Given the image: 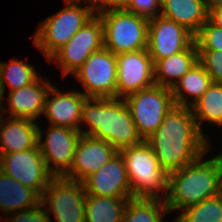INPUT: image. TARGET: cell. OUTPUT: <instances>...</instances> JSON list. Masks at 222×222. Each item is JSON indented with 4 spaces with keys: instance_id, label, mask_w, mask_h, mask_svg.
I'll use <instances>...</instances> for the list:
<instances>
[{
    "instance_id": "obj_4",
    "label": "cell",
    "mask_w": 222,
    "mask_h": 222,
    "mask_svg": "<svg viewBox=\"0 0 222 222\" xmlns=\"http://www.w3.org/2000/svg\"><path fill=\"white\" fill-rule=\"evenodd\" d=\"M124 158L132 198L163 199L159 192L168 191V173L160 166L151 146L144 140L139 145L119 151Z\"/></svg>"
},
{
    "instance_id": "obj_1",
    "label": "cell",
    "mask_w": 222,
    "mask_h": 222,
    "mask_svg": "<svg viewBox=\"0 0 222 222\" xmlns=\"http://www.w3.org/2000/svg\"><path fill=\"white\" fill-rule=\"evenodd\" d=\"M145 141L168 174L194 162L210 148L209 140L198 129L191 108L176 104Z\"/></svg>"
},
{
    "instance_id": "obj_10",
    "label": "cell",
    "mask_w": 222,
    "mask_h": 222,
    "mask_svg": "<svg viewBox=\"0 0 222 222\" xmlns=\"http://www.w3.org/2000/svg\"><path fill=\"white\" fill-rule=\"evenodd\" d=\"M103 47V24L100 17L94 15L48 61L57 62L62 69L63 77H65L69 73H74L93 52Z\"/></svg>"
},
{
    "instance_id": "obj_33",
    "label": "cell",
    "mask_w": 222,
    "mask_h": 222,
    "mask_svg": "<svg viewBox=\"0 0 222 222\" xmlns=\"http://www.w3.org/2000/svg\"><path fill=\"white\" fill-rule=\"evenodd\" d=\"M130 0H92V10L95 15H99L103 12L110 10L126 9Z\"/></svg>"
},
{
    "instance_id": "obj_21",
    "label": "cell",
    "mask_w": 222,
    "mask_h": 222,
    "mask_svg": "<svg viewBox=\"0 0 222 222\" xmlns=\"http://www.w3.org/2000/svg\"><path fill=\"white\" fill-rule=\"evenodd\" d=\"M197 62L198 49L194 41L186 50L158 60L154 64L155 84L172 89Z\"/></svg>"
},
{
    "instance_id": "obj_11",
    "label": "cell",
    "mask_w": 222,
    "mask_h": 222,
    "mask_svg": "<svg viewBox=\"0 0 222 222\" xmlns=\"http://www.w3.org/2000/svg\"><path fill=\"white\" fill-rule=\"evenodd\" d=\"M49 126L45 140H43V133L38 125L37 145L48 171L54 177H64L71 169L76 145L82 134L80 130L69 127ZM50 162L54 165L51 166Z\"/></svg>"
},
{
    "instance_id": "obj_18",
    "label": "cell",
    "mask_w": 222,
    "mask_h": 222,
    "mask_svg": "<svg viewBox=\"0 0 222 222\" xmlns=\"http://www.w3.org/2000/svg\"><path fill=\"white\" fill-rule=\"evenodd\" d=\"M50 82L42 77L28 86L9 92V109L0 108L3 112L10 111V118L35 120L44 111L46 97L51 89Z\"/></svg>"
},
{
    "instance_id": "obj_25",
    "label": "cell",
    "mask_w": 222,
    "mask_h": 222,
    "mask_svg": "<svg viewBox=\"0 0 222 222\" xmlns=\"http://www.w3.org/2000/svg\"><path fill=\"white\" fill-rule=\"evenodd\" d=\"M190 108L201 132L203 121L222 127V84L212 82Z\"/></svg>"
},
{
    "instance_id": "obj_37",
    "label": "cell",
    "mask_w": 222,
    "mask_h": 222,
    "mask_svg": "<svg viewBox=\"0 0 222 222\" xmlns=\"http://www.w3.org/2000/svg\"><path fill=\"white\" fill-rule=\"evenodd\" d=\"M3 99H4V98L2 97L1 92H0V108L3 107V106H2V102H1Z\"/></svg>"
},
{
    "instance_id": "obj_7",
    "label": "cell",
    "mask_w": 222,
    "mask_h": 222,
    "mask_svg": "<svg viewBox=\"0 0 222 222\" xmlns=\"http://www.w3.org/2000/svg\"><path fill=\"white\" fill-rule=\"evenodd\" d=\"M124 99L143 140L159 128L166 113L175 105L172 90L156 84Z\"/></svg>"
},
{
    "instance_id": "obj_24",
    "label": "cell",
    "mask_w": 222,
    "mask_h": 222,
    "mask_svg": "<svg viewBox=\"0 0 222 222\" xmlns=\"http://www.w3.org/2000/svg\"><path fill=\"white\" fill-rule=\"evenodd\" d=\"M129 199L86 195L85 222H122Z\"/></svg>"
},
{
    "instance_id": "obj_2",
    "label": "cell",
    "mask_w": 222,
    "mask_h": 222,
    "mask_svg": "<svg viewBox=\"0 0 222 222\" xmlns=\"http://www.w3.org/2000/svg\"><path fill=\"white\" fill-rule=\"evenodd\" d=\"M84 123L89 130L82 129L81 134L102 139L117 151L144 141L124 98H87L80 120V124Z\"/></svg>"
},
{
    "instance_id": "obj_9",
    "label": "cell",
    "mask_w": 222,
    "mask_h": 222,
    "mask_svg": "<svg viewBox=\"0 0 222 222\" xmlns=\"http://www.w3.org/2000/svg\"><path fill=\"white\" fill-rule=\"evenodd\" d=\"M73 75L82 83L87 98H116V55L107 48L93 52Z\"/></svg>"
},
{
    "instance_id": "obj_12",
    "label": "cell",
    "mask_w": 222,
    "mask_h": 222,
    "mask_svg": "<svg viewBox=\"0 0 222 222\" xmlns=\"http://www.w3.org/2000/svg\"><path fill=\"white\" fill-rule=\"evenodd\" d=\"M0 171L35 190L40 196L54 178L38 145L21 152L0 154Z\"/></svg>"
},
{
    "instance_id": "obj_6",
    "label": "cell",
    "mask_w": 222,
    "mask_h": 222,
    "mask_svg": "<svg viewBox=\"0 0 222 222\" xmlns=\"http://www.w3.org/2000/svg\"><path fill=\"white\" fill-rule=\"evenodd\" d=\"M94 15L91 5L81 7L79 4L67 3L66 7L39 24L34 45L49 59Z\"/></svg>"
},
{
    "instance_id": "obj_26",
    "label": "cell",
    "mask_w": 222,
    "mask_h": 222,
    "mask_svg": "<svg viewBox=\"0 0 222 222\" xmlns=\"http://www.w3.org/2000/svg\"><path fill=\"white\" fill-rule=\"evenodd\" d=\"M36 69L32 64L19 59H13L9 63H0V92L2 97L5 94L6 82L10 91L30 85L39 78Z\"/></svg>"
},
{
    "instance_id": "obj_29",
    "label": "cell",
    "mask_w": 222,
    "mask_h": 222,
    "mask_svg": "<svg viewBox=\"0 0 222 222\" xmlns=\"http://www.w3.org/2000/svg\"><path fill=\"white\" fill-rule=\"evenodd\" d=\"M194 41L198 51H222V29L208 20L194 36Z\"/></svg>"
},
{
    "instance_id": "obj_28",
    "label": "cell",
    "mask_w": 222,
    "mask_h": 222,
    "mask_svg": "<svg viewBox=\"0 0 222 222\" xmlns=\"http://www.w3.org/2000/svg\"><path fill=\"white\" fill-rule=\"evenodd\" d=\"M177 222H222V193L182 210Z\"/></svg>"
},
{
    "instance_id": "obj_3",
    "label": "cell",
    "mask_w": 222,
    "mask_h": 222,
    "mask_svg": "<svg viewBox=\"0 0 222 222\" xmlns=\"http://www.w3.org/2000/svg\"><path fill=\"white\" fill-rule=\"evenodd\" d=\"M202 157L168 174L165 203L169 211L183 210L222 193L221 156L206 161Z\"/></svg>"
},
{
    "instance_id": "obj_17",
    "label": "cell",
    "mask_w": 222,
    "mask_h": 222,
    "mask_svg": "<svg viewBox=\"0 0 222 222\" xmlns=\"http://www.w3.org/2000/svg\"><path fill=\"white\" fill-rule=\"evenodd\" d=\"M50 96L54 97L49 99ZM86 99L87 97L80 91L61 93L52 86L46 97L43 114L47 116L52 126L69 127L81 131L79 123Z\"/></svg>"
},
{
    "instance_id": "obj_8",
    "label": "cell",
    "mask_w": 222,
    "mask_h": 222,
    "mask_svg": "<svg viewBox=\"0 0 222 222\" xmlns=\"http://www.w3.org/2000/svg\"><path fill=\"white\" fill-rule=\"evenodd\" d=\"M86 192L82 182L54 177L41 196V204L56 222H85Z\"/></svg>"
},
{
    "instance_id": "obj_16",
    "label": "cell",
    "mask_w": 222,
    "mask_h": 222,
    "mask_svg": "<svg viewBox=\"0 0 222 222\" xmlns=\"http://www.w3.org/2000/svg\"><path fill=\"white\" fill-rule=\"evenodd\" d=\"M117 152L104 140L82 134L76 145L71 169L64 178L83 182L104 166Z\"/></svg>"
},
{
    "instance_id": "obj_20",
    "label": "cell",
    "mask_w": 222,
    "mask_h": 222,
    "mask_svg": "<svg viewBox=\"0 0 222 222\" xmlns=\"http://www.w3.org/2000/svg\"><path fill=\"white\" fill-rule=\"evenodd\" d=\"M160 16L185 27L194 36L208 21L205 0H161Z\"/></svg>"
},
{
    "instance_id": "obj_36",
    "label": "cell",
    "mask_w": 222,
    "mask_h": 222,
    "mask_svg": "<svg viewBox=\"0 0 222 222\" xmlns=\"http://www.w3.org/2000/svg\"><path fill=\"white\" fill-rule=\"evenodd\" d=\"M79 1L81 0H65L66 3H74V4H79ZM84 2H90L92 4V0H85Z\"/></svg>"
},
{
    "instance_id": "obj_31",
    "label": "cell",
    "mask_w": 222,
    "mask_h": 222,
    "mask_svg": "<svg viewBox=\"0 0 222 222\" xmlns=\"http://www.w3.org/2000/svg\"><path fill=\"white\" fill-rule=\"evenodd\" d=\"M125 10L150 20L160 16L161 0H130Z\"/></svg>"
},
{
    "instance_id": "obj_14",
    "label": "cell",
    "mask_w": 222,
    "mask_h": 222,
    "mask_svg": "<svg viewBox=\"0 0 222 222\" xmlns=\"http://www.w3.org/2000/svg\"><path fill=\"white\" fill-rule=\"evenodd\" d=\"M193 42L194 35L178 23L162 16L149 20L147 50L154 64L186 50Z\"/></svg>"
},
{
    "instance_id": "obj_30",
    "label": "cell",
    "mask_w": 222,
    "mask_h": 222,
    "mask_svg": "<svg viewBox=\"0 0 222 222\" xmlns=\"http://www.w3.org/2000/svg\"><path fill=\"white\" fill-rule=\"evenodd\" d=\"M198 62L214 83L222 84V51H198Z\"/></svg>"
},
{
    "instance_id": "obj_19",
    "label": "cell",
    "mask_w": 222,
    "mask_h": 222,
    "mask_svg": "<svg viewBox=\"0 0 222 222\" xmlns=\"http://www.w3.org/2000/svg\"><path fill=\"white\" fill-rule=\"evenodd\" d=\"M9 119V120H8ZM4 121H6L4 123ZM38 125L32 119L1 118L0 154L21 152L37 146Z\"/></svg>"
},
{
    "instance_id": "obj_13",
    "label": "cell",
    "mask_w": 222,
    "mask_h": 222,
    "mask_svg": "<svg viewBox=\"0 0 222 222\" xmlns=\"http://www.w3.org/2000/svg\"><path fill=\"white\" fill-rule=\"evenodd\" d=\"M116 63V98L155 85L154 63L147 49L117 54Z\"/></svg>"
},
{
    "instance_id": "obj_23",
    "label": "cell",
    "mask_w": 222,
    "mask_h": 222,
    "mask_svg": "<svg viewBox=\"0 0 222 222\" xmlns=\"http://www.w3.org/2000/svg\"><path fill=\"white\" fill-rule=\"evenodd\" d=\"M212 82L206 70L197 62L171 89L174 103L176 105L190 107L204 94ZM183 92H186L187 95L189 94L194 98L189 102Z\"/></svg>"
},
{
    "instance_id": "obj_27",
    "label": "cell",
    "mask_w": 222,
    "mask_h": 222,
    "mask_svg": "<svg viewBox=\"0 0 222 222\" xmlns=\"http://www.w3.org/2000/svg\"><path fill=\"white\" fill-rule=\"evenodd\" d=\"M130 198L123 213L122 222H163L169 210L165 200Z\"/></svg>"
},
{
    "instance_id": "obj_22",
    "label": "cell",
    "mask_w": 222,
    "mask_h": 222,
    "mask_svg": "<svg viewBox=\"0 0 222 222\" xmlns=\"http://www.w3.org/2000/svg\"><path fill=\"white\" fill-rule=\"evenodd\" d=\"M41 203V196L30 187L0 171V211L7 217L16 210L23 211L34 208Z\"/></svg>"
},
{
    "instance_id": "obj_34",
    "label": "cell",
    "mask_w": 222,
    "mask_h": 222,
    "mask_svg": "<svg viewBox=\"0 0 222 222\" xmlns=\"http://www.w3.org/2000/svg\"><path fill=\"white\" fill-rule=\"evenodd\" d=\"M208 20L214 26L222 29V7L211 9L208 14Z\"/></svg>"
},
{
    "instance_id": "obj_5",
    "label": "cell",
    "mask_w": 222,
    "mask_h": 222,
    "mask_svg": "<svg viewBox=\"0 0 222 222\" xmlns=\"http://www.w3.org/2000/svg\"><path fill=\"white\" fill-rule=\"evenodd\" d=\"M103 24L104 47L115 55L147 49L149 20L125 9L98 15Z\"/></svg>"
},
{
    "instance_id": "obj_35",
    "label": "cell",
    "mask_w": 222,
    "mask_h": 222,
    "mask_svg": "<svg viewBox=\"0 0 222 222\" xmlns=\"http://www.w3.org/2000/svg\"><path fill=\"white\" fill-rule=\"evenodd\" d=\"M208 12L211 9L222 7V0H205Z\"/></svg>"
},
{
    "instance_id": "obj_15",
    "label": "cell",
    "mask_w": 222,
    "mask_h": 222,
    "mask_svg": "<svg viewBox=\"0 0 222 222\" xmlns=\"http://www.w3.org/2000/svg\"><path fill=\"white\" fill-rule=\"evenodd\" d=\"M82 183L86 195L132 198L126 164L119 151Z\"/></svg>"
},
{
    "instance_id": "obj_32",
    "label": "cell",
    "mask_w": 222,
    "mask_h": 222,
    "mask_svg": "<svg viewBox=\"0 0 222 222\" xmlns=\"http://www.w3.org/2000/svg\"><path fill=\"white\" fill-rule=\"evenodd\" d=\"M5 220L9 222H52L50 213L46 212L41 203L31 209L13 212L11 217L9 219L6 217Z\"/></svg>"
}]
</instances>
